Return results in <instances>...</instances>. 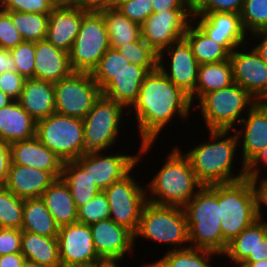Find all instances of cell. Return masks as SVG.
Segmentation results:
<instances>
[{"instance_id": "1", "label": "cell", "mask_w": 267, "mask_h": 267, "mask_svg": "<svg viewBox=\"0 0 267 267\" xmlns=\"http://www.w3.org/2000/svg\"><path fill=\"white\" fill-rule=\"evenodd\" d=\"M194 104L183 89L176 87L159 68L149 72L141 84L136 102L128 110V117L134 116L140 144L156 143L162 130L181 118L188 121ZM130 113L132 114L130 116ZM134 114V115H133Z\"/></svg>"}, {"instance_id": "2", "label": "cell", "mask_w": 267, "mask_h": 267, "mask_svg": "<svg viewBox=\"0 0 267 267\" xmlns=\"http://www.w3.org/2000/svg\"><path fill=\"white\" fill-rule=\"evenodd\" d=\"M207 133L209 140L194 144V148L184 153L191 162L197 180L202 185L210 186L247 178V167L244 164L237 171L234 170L237 166L235 160H238L235 158L239 155L236 150L240 149L235 131L207 130Z\"/></svg>"}, {"instance_id": "3", "label": "cell", "mask_w": 267, "mask_h": 267, "mask_svg": "<svg viewBox=\"0 0 267 267\" xmlns=\"http://www.w3.org/2000/svg\"><path fill=\"white\" fill-rule=\"evenodd\" d=\"M165 156L162 167L146 186L147 201L157 205L183 208L203 186L192 170L182 148L174 146Z\"/></svg>"}, {"instance_id": "4", "label": "cell", "mask_w": 267, "mask_h": 267, "mask_svg": "<svg viewBox=\"0 0 267 267\" xmlns=\"http://www.w3.org/2000/svg\"><path fill=\"white\" fill-rule=\"evenodd\" d=\"M221 229L228 244L263 215L260 182L243 180L218 184Z\"/></svg>"}, {"instance_id": "5", "label": "cell", "mask_w": 267, "mask_h": 267, "mask_svg": "<svg viewBox=\"0 0 267 267\" xmlns=\"http://www.w3.org/2000/svg\"><path fill=\"white\" fill-rule=\"evenodd\" d=\"M190 247L221 255L228 244L223 239L218 203V184L203 185L183 207Z\"/></svg>"}, {"instance_id": "6", "label": "cell", "mask_w": 267, "mask_h": 267, "mask_svg": "<svg viewBox=\"0 0 267 267\" xmlns=\"http://www.w3.org/2000/svg\"><path fill=\"white\" fill-rule=\"evenodd\" d=\"M139 238L169 245L167 251L190 247L188 228L183 208L146 202L143 206L134 246Z\"/></svg>"}, {"instance_id": "7", "label": "cell", "mask_w": 267, "mask_h": 267, "mask_svg": "<svg viewBox=\"0 0 267 267\" xmlns=\"http://www.w3.org/2000/svg\"><path fill=\"white\" fill-rule=\"evenodd\" d=\"M257 102L234 82L228 87L205 94L193 109H199V118L202 116L200 120H204L206 130H234Z\"/></svg>"}, {"instance_id": "8", "label": "cell", "mask_w": 267, "mask_h": 267, "mask_svg": "<svg viewBox=\"0 0 267 267\" xmlns=\"http://www.w3.org/2000/svg\"><path fill=\"white\" fill-rule=\"evenodd\" d=\"M127 118L128 110L124 106L100 95L83 118L85 153L111 151L118 143V136L123 128L121 125L126 124Z\"/></svg>"}, {"instance_id": "9", "label": "cell", "mask_w": 267, "mask_h": 267, "mask_svg": "<svg viewBox=\"0 0 267 267\" xmlns=\"http://www.w3.org/2000/svg\"><path fill=\"white\" fill-rule=\"evenodd\" d=\"M63 162L85 154L83 119L52 113L36 122V136Z\"/></svg>"}, {"instance_id": "10", "label": "cell", "mask_w": 267, "mask_h": 267, "mask_svg": "<svg viewBox=\"0 0 267 267\" xmlns=\"http://www.w3.org/2000/svg\"><path fill=\"white\" fill-rule=\"evenodd\" d=\"M154 143H143L134 155L127 154L126 150L116 152L114 148L109 151H91L74 160L83 170H88V175L96 186L104 191L113 183L122 180L135 166L141 163L142 155L146 156L152 151ZM115 152V153H113ZM109 153V154H108ZM113 153V154H111ZM125 153V154H124ZM139 153V154H138ZM139 163V165H138Z\"/></svg>"}, {"instance_id": "11", "label": "cell", "mask_w": 267, "mask_h": 267, "mask_svg": "<svg viewBox=\"0 0 267 267\" xmlns=\"http://www.w3.org/2000/svg\"><path fill=\"white\" fill-rule=\"evenodd\" d=\"M109 48V36L103 15L87 13L69 52L72 71L92 73Z\"/></svg>"}, {"instance_id": "12", "label": "cell", "mask_w": 267, "mask_h": 267, "mask_svg": "<svg viewBox=\"0 0 267 267\" xmlns=\"http://www.w3.org/2000/svg\"><path fill=\"white\" fill-rule=\"evenodd\" d=\"M133 171L106 188L104 193L108 198L109 218L135 234L143 206L147 202V195L146 186L140 184L141 180L136 179L138 175L134 176L136 171Z\"/></svg>"}, {"instance_id": "13", "label": "cell", "mask_w": 267, "mask_h": 267, "mask_svg": "<svg viewBox=\"0 0 267 267\" xmlns=\"http://www.w3.org/2000/svg\"><path fill=\"white\" fill-rule=\"evenodd\" d=\"M53 85L55 111L70 117L83 119L101 95L91 73L72 72Z\"/></svg>"}, {"instance_id": "14", "label": "cell", "mask_w": 267, "mask_h": 267, "mask_svg": "<svg viewBox=\"0 0 267 267\" xmlns=\"http://www.w3.org/2000/svg\"><path fill=\"white\" fill-rule=\"evenodd\" d=\"M199 66L185 38L172 43L158 54V68L190 97L195 93Z\"/></svg>"}, {"instance_id": "15", "label": "cell", "mask_w": 267, "mask_h": 267, "mask_svg": "<svg viewBox=\"0 0 267 267\" xmlns=\"http://www.w3.org/2000/svg\"><path fill=\"white\" fill-rule=\"evenodd\" d=\"M192 22V10H164L151 14L141 25V37L158 54L184 38Z\"/></svg>"}, {"instance_id": "16", "label": "cell", "mask_w": 267, "mask_h": 267, "mask_svg": "<svg viewBox=\"0 0 267 267\" xmlns=\"http://www.w3.org/2000/svg\"><path fill=\"white\" fill-rule=\"evenodd\" d=\"M250 47L246 43L230 53L233 80L258 102L267 101V64Z\"/></svg>"}, {"instance_id": "17", "label": "cell", "mask_w": 267, "mask_h": 267, "mask_svg": "<svg viewBox=\"0 0 267 267\" xmlns=\"http://www.w3.org/2000/svg\"><path fill=\"white\" fill-rule=\"evenodd\" d=\"M192 21L213 41L230 53L248 43L239 13H192ZM247 36V37H246Z\"/></svg>"}, {"instance_id": "18", "label": "cell", "mask_w": 267, "mask_h": 267, "mask_svg": "<svg viewBox=\"0 0 267 267\" xmlns=\"http://www.w3.org/2000/svg\"><path fill=\"white\" fill-rule=\"evenodd\" d=\"M246 115L234 131L242 152L239 163L247 167L267 146V101L257 102Z\"/></svg>"}, {"instance_id": "19", "label": "cell", "mask_w": 267, "mask_h": 267, "mask_svg": "<svg viewBox=\"0 0 267 267\" xmlns=\"http://www.w3.org/2000/svg\"><path fill=\"white\" fill-rule=\"evenodd\" d=\"M57 239L61 265H90L100 258L89 225L76 222L60 227Z\"/></svg>"}, {"instance_id": "20", "label": "cell", "mask_w": 267, "mask_h": 267, "mask_svg": "<svg viewBox=\"0 0 267 267\" xmlns=\"http://www.w3.org/2000/svg\"><path fill=\"white\" fill-rule=\"evenodd\" d=\"M89 226L95 251L100 258H125L128 261V255L135 252L134 234L112 219L100 220Z\"/></svg>"}, {"instance_id": "21", "label": "cell", "mask_w": 267, "mask_h": 267, "mask_svg": "<svg viewBox=\"0 0 267 267\" xmlns=\"http://www.w3.org/2000/svg\"><path fill=\"white\" fill-rule=\"evenodd\" d=\"M11 164H20L51 172L61 178L64 162L36 137L10 144Z\"/></svg>"}, {"instance_id": "22", "label": "cell", "mask_w": 267, "mask_h": 267, "mask_svg": "<svg viewBox=\"0 0 267 267\" xmlns=\"http://www.w3.org/2000/svg\"><path fill=\"white\" fill-rule=\"evenodd\" d=\"M86 14L78 7L56 5L49 13L46 40L69 53Z\"/></svg>"}, {"instance_id": "23", "label": "cell", "mask_w": 267, "mask_h": 267, "mask_svg": "<svg viewBox=\"0 0 267 267\" xmlns=\"http://www.w3.org/2000/svg\"><path fill=\"white\" fill-rule=\"evenodd\" d=\"M56 179L51 172L20 164H11L3 186L22 199L40 198Z\"/></svg>"}, {"instance_id": "24", "label": "cell", "mask_w": 267, "mask_h": 267, "mask_svg": "<svg viewBox=\"0 0 267 267\" xmlns=\"http://www.w3.org/2000/svg\"><path fill=\"white\" fill-rule=\"evenodd\" d=\"M34 79L58 82L73 71L69 53L56 48L46 39L35 43Z\"/></svg>"}, {"instance_id": "25", "label": "cell", "mask_w": 267, "mask_h": 267, "mask_svg": "<svg viewBox=\"0 0 267 267\" xmlns=\"http://www.w3.org/2000/svg\"><path fill=\"white\" fill-rule=\"evenodd\" d=\"M148 73L145 67L130 63L101 90V95L129 110L136 102L141 84Z\"/></svg>"}, {"instance_id": "26", "label": "cell", "mask_w": 267, "mask_h": 267, "mask_svg": "<svg viewBox=\"0 0 267 267\" xmlns=\"http://www.w3.org/2000/svg\"><path fill=\"white\" fill-rule=\"evenodd\" d=\"M17 101L36 121L47 118L56 112L52 82L26 78L22 93Z\"/></svg>"}, {"instance_id": "27", "label": "cell", "mask_w": 267, "mask_h": 267, "mask_svg": "<svg viewBox=\"0 0 267 267\" xmlns=\"http://www.w3.org/2000/svg\"><path fill=\"white\" fill-rule=\"evenodd\" d=\"M36 120L13 100L0 108V139L8 143L29 140L36 136Z\"/></svg>"}, {"instance_id": "28", "label": "cell", "mask_w": 267, "mask_h": 267, "mask_svg": "<svg viewBox=\"0 0 267 267\" xmlns=\"http://www.w3.org/2000/svg\"><path fill=\"white\" fill-rule=\"evenodd\" d=\"M56 224L63 227L77 222V208L68 185L56 179L40 197Z\"/></svg>"}, {"instance_id": "29", "label": "cell", "mask_w": 267, "mask_h": 267, "mask_svg": "<svg viewBox=\"0 0 267 267\" xmlns=\"http://www.w3.org/2000/svg\"><path fill=\"white\" fill-rule=\"evenodd\" d=\"M21 253L27 260L46 267H60L57 238L21 230Z\"/></svg>"}, {"instance_id": "30", "label": "cell", "mask_w": 267, "mask_h": 267, "mask_svg": "<svg viewBox=\"0 0 267 267\" xmlns=\"http://www.w3.org/2000/svg\"><path fill=\"white\" fill-rule=\"evenodd\" d=\"M234 83L230 59L201 64L198 70L195 93L191 96L195 104L207 93L230 86Z\"/></svg>"}, {"instance_id": "31", "label": "cell", "mask_w": 267, "mask_h": 267, "mask_svg": "<svg viewBox=\"0 0 267 267\" xmlns=\"http://www.w3.org/2000/svg\"><path fill=\"white\" fill-rule=\"evenodd\" d=\"M59 228L41 198L24 199L21 230L50 238H57Z\"/></svg>"}, {"instance_id": "32", "label": "cell", "mask_w": 267, "mask_h": 267, "mask_svg": "<svg viewBox=\"0 0 267 267\" xmlns=\"http://www.w3.org/2000/svg\"><path fill=\"white\" fill-rule=\"evenodd\" d=\"M263 215L252 225L245 228L236 236L222 254L224 259L235 262H243L247 257H254L255 247L262 238L267 235V218ZM226 257V258H225Z\"/></svg>"}, {"instance_id": "33", "label": "cell", "mask_w": 267, "mask_h": 267, "mask_svg": "<svg viewBox=\"0 0 267 267\" xmlns=\"http://www.w3.org/2000/svg\"><path fill=\"white\" fill-rule=\"evenodd\" d=\"M216 256L222 258L220 253L211 250L187 247L166 251L160 259L146 262L142 267H214L212 260Z\"/></svg>"}, {"instance_id": "34", "label": "cell", "mask_w": 267, "mask_h": 267, "mask_svg": "<svg viewBox=\"0 0 267 267\" xmlns=\"http://www.w3.org/2000/svg\"><path fill=\"white\" fill-rule=\"evenodd\" d=\"M184 38L190 44L193 55L200 65L230 58V52L223 45L209 38L193 21L189 24Z\"/></svg>"}, {"instance_id": "35", "label": "cell", "mask_w": 267, "mask_h": 267, "mask_svg": "<svg viewBox=\"0 0 267 267\" xmlns=\"http://www.w3.org/2000/svg\"><path fill=\"white\" fill-rule=\"evenodd\" d=\"M104 17L110 48L135 42L141 38V25L131 21L114 6L101 12Z\"/></svg>"}, {"instance_id": "36", "label": "cell", "mask_w": 267, "mask_h": 267, "mask_svg": "<svg viewBox=\"0 0 267 267\" xmlns=\"http://www.w3.org/2000/svg\"><path fill=\"white\" fill-rule=\"evenodd\" d=\"M61 178L68 185L77 209L101 191L89 177L88 170H83L75 161L64 162Z\"/></svg>"}, {"instance_id": "37", "label": "cell", "mask_w": 267, "mask_h": 267, "mask_svg": "<svg viewBox=\"0 0 267 267\" xmlns=\"http://www.w3.org/2000/svg\"><path fill=\"white\" fill-rule=\"evenodd\" d=\"M24 41L38 42L46 39L49 14L6 11Z\"/></svg>"}, {"instance_id": "38", "label": "cell", "mask_w": 267, "mask_h": 267, "mask_svg": "<svg viewBox=\"0 0 267 267\" xmlns=\"http://www.w3.org/2000/svg\"><path fill=\"white\" fill-rule=\"evenodd\" d=\"M24 199L0 186V227L21 230Z\"/></svg>"}, {"instance_id": "39", "label": "cell", "mask_w": 267, "mask_h": 267, "mask_svg": "<svg viewBox=\"0 0 267 267\" xmlns=\"http://www.w3.org/2000/svg\"><path fill=\"white\" fill-rule=\"evenodd\" d=\"M129 64L130 62L117 49L109 48L91 75L102 90L117 73L124 70Z\"/></svg>"}, {"instance_id": "40", "label": "cell", "mask_w": 267, "mask_h": 267, "mask_svg": "<svg viewBox=\"0 0 267 267\" xmlns=\"http://www.w3.org/2000/svg\"><path fill=\"white\" fill-rule=\"evenodd\" d=\"M117 50L131 64L145 67L149 72L158 68V53L142 37L119 46Z\"/></svg>"}, {"instance_id": "41", "label": "cell", "mask_w": 267, "mask_h": 267, "mask_svg": "<svg viewBox=\"0 0 267 267\" xmlns=\"http://www.w3.org/2000/svg\"><path fill=\"white\" fill-rule=\"evenodd\" d=\"M240 17L248 35L267 31V0H245Z\"/></svg>"}, {"instance_id": "42", "label": "cell", "mask_w": 267, "mask_h": 267, "mask_svg": "<svg viewBox=\"0 0 267 267\" xmlns=\"http://www.w3.org/2000/svg\"><path fill=\"white\" fill-rule=\"evenodd\" d=\"M110 217L108 198L100 191L93 199L77 209V222L91 225Z\"/></svg>"}, {"instance_id": "43", "label": "cell", "mask_w": 267, "mask_h": 267, "mask_svg": "<svg viewBox=\"0 0 267 267\" xmlns=\"http://www.w3.org/2000/svg\"><path fill=\"white\" fill-rule=\"evenodd\" d=\"M16 71L25 78H34L35 42L23 41L10 50Z\"/></svg>"}, {"instance_id": "44", "label": "cell", "mask_w": 267, "mask_h": 267, "mask_svg": "<svg viewBox=\"0 0 267 267\" xmlns=\"http://www.w3.org/2000/svg\"><path fill=\"white\" fill-rule=\"evenodd\" d=\"M114 7L139 25H142L153 14L151 0H115Z\"/></svg>"}, {"instance_id": "45", "label": "cell", "mask_w": 267, "mask_h": 267, "mask_svg": "<svg viewBox=\"0 0 267 267\" xmlns=\"http://www.w3.org/2000/svg\"><path fill=\"white\" fill-rule=\"evenodd\" d=\"M245 0H192V13H239Z\"/></svg>"}, {"instance_id": "46", "label": "cell", "mask_w": 267, "mask_h": 267, "mask_svg": "<svg viewBox=\"0 0 267 267\" xmlns=\"http://www.w3.org/2000/svg\"><path fill=\"white\" fill-rule=\"evenodd\" d=\"M6 11L49 14L56 6L51 0H0Z\"/></svg>"}, {"instance_id": "47", "label": "cell", "mask_w": 267, "mask_h": 267, "mask_svg": "<svg viewBox=\"0 0 267 267\" xmlns=\"http://www.w3.org/2000/svg\"><path fill=\"white\" fill-rule=\"evenodd\" d=\"M23 41L21 34L12 22L11 16L5 11L0 17V48L11 50Z\"/></svg>"}, {"instance_id": "48", "label": "cell", "mask_w": 267, "mask_h": 267, "mask_svg": "<svg viewBox=\"0 0 267 267\" xmlns=\"http://www.w3.org/2000/svg\"><path fill=\"white\" fill-rule=\"evenodd\" d=\"M26 78L17 71H5L0 75V90L17 101L22 93Z\"/></svg>"}, {"instance_id": "49", "label": "cell", "mask_w": 267, "mask_h": 267, "mask_svg": "<svg viewBox=\"0 0 267 267\" xmlns=\"http://www.w3.org/2000/svg\"><path fill=\"white\" fill-rule=\"evenodd\" d=\"M21 252V230L0 227V256Z\"/></svg>"}, {"instance_id": "50", "label": "cell", "mask_w": 267, "mask_h": 267, "mask_svg": "<svg viewBox=\"0 0 267 267\" xmlns=\"http://www.w3.org/2000/svg\"><path fill=\"white\" fill-rule=\"evenodd\" d=\"M267 167V146L260 152V154L247 166V178L252 179L256 182H263L267 179L265 176V170L261 169L263 167ZM263 172V176L261 172ZM261 175V176H260Z\"/></svg>"}, {"instance_id": "51", "label": "cell", "mask_w": 267, "mask_h": 267, "mask_svg": "<svg viewBox=\"0 0 267 267\" xmlns=\"http://www.w3.org/2000/svg\"><path fill=\"white\" fill-rule=\"evenodd\" d=\"M153 13L166 10H192V0H151Z\"/></svg>"}, {"instance_id": "52", "label": "cell", "mask_w": 267, "mask_h": 267, "mask_svg": "<svg viewBox=\"0 0 267 267\" xmlns=\"http://www.w3.org/2000/svg\"><path fill=\"white\" fill-rule=\"evenodd\" d=\"M10 165V143L0 139V186H3L6 182Z\"/></svg>"}, {"instance_id": "53", "label": "cell", "mask_w": 267, "mask_h": 267, "mask_svg": "<svg viewBox=\"0 0 267 267\" xmlns=\"http://www.w3.org/2000/svg\"><path fill=\"white\" fill-rule=\"evenodd\" d=\"M248 44L255 49L258 55L267 64V31H258L250 34L248 36Z\"/></svg>"}, {"instance_id": "54", "label": "cell", "mask_w": 267, "mask_h": 267, "mask_svg": "<svg viewBox=\"0 0 267 267\" xmlns=\"http://www.w3.org/2000/svg\"><path fill=\"white\" fill-rule=\"evenodd\" d=\"M114 4L115 0H83L77 7L86 13H101Z\"/></svg>"}, {"instance_id": "55", "label": "cell", "mask_w": 267, "mask_h": 267, "mask_svg": "<svg viewBox=\"0 0 267 267\" xmlns=\"http://www.w3.org/2000/svg\"><path fill=\"white\" fill-rule=\"evenodd\" d=\"M25 256L21 253H12L0 256V267H22Z\"/></svg>"}, {"instance_id": "56", "label": "cell", "mask_w": 267, "mask_h": 267, "mask_svg": "<svg viewBox=\"0 0 267 267\" xmlns=\"http://www.w3.org/2000/svg\"><path fill=\"white\" fill-rule=\"evenodd\" d=\"M5 71H16V65L10 50L0 48V75Z\"/></svg>"}, {"instance_id": "57", "label": "cell", "mask_w": 267, "mask_h": 267, "mask_svg": "<svg viewBox=\"0 0 267 267\" xmlns=\"http://www.w3.org/2000/svg\"><path fill=\"white\" fill-rule=\"evenodd\" d=\"M264 259L267 260V235L258 241L255 247L254 257H247L243 262H256Z\"/></svg>"}, {"instance_id": "58", "label": "cell", "mask_w": 267, "mask_h": 267, "mask_svg": "<svg viewBox=\"0 0 267 267\" xmlns=\"http://www.w3.org/2000/svg\"><path fill=\"white\" fill-rule=\"evenodd\" d=\"M124 259L121 258H109V257H101L93 261L90 265L91 267H121Z\"/></svg>"}, {"instance_id": "59", "label": "cell", "mask_w": 267, "mask_h": 267, "mask_svg": "<svg viewBox=\"0 0 267 267\" xmlns=\"http://www.w3.org/2000/svg\"><path fill=\"white\" fill-rule=\"evenodd\" d=\"M261 187H262V207L263 212L265 211V209H267V179L264 180L263 182H261Z\"/></svg>"}, {"instance_id": "60", "label": "cell", "mask_w": 267, "mask_h": 267, "mask_svg": "<svg viewBox=\"0 0 267 267\" xmlns=\"http://www.w3.org/2000/svg\"><path fill=\"white\" fill-rule=\"evenodd\" d=\"M12 101V98H10L8 95H6L0 90V108L10 104Z\"/></svg>"}, {"instance_id": "61", "label": "cell", "mask_w": 267, "mask_h": 267, "mask_svg": "<svg viewBox=\"0 0 267 267\" xmlns=\"http://www.w3.org/2000/svg\"><path fill=\"white\" fill-rule=\"evenodd\" d=\"M83 0H60L61 6L77 7Z\"/></svg>"}, {"instance_id": "62", "label": "cell", "mask_w": 267, "mask_h": 267, "mask_svg": "<svg viewBox=\"0 0 267 267\" xmlns=\"http://www.w3.org/2000/svg\"><path fill=\"white\" fill-rule=\"evenodd\" d=\"M248 264L249 267H267V260H258L256 262H244Z\"/></svg>"}, {"instance_id": "63", "label": "cell", "mask_w": 267, "mask_h": 267, "mask_svg": "<svg viewBox=\"0 0 267 267\" xmlns=\"http://www.w3.org/2000/svg\"><path fill=\"white\" fill-rule=\"evenodd\" d=\"M22 267H46V266H43V265H40L36 262H33V261H30V260H25Z\"/></svg>"}, {"instance_id": "64", "label": "cell", "mask_w": 267, "mask_h": 267, "mask_svg": "<svg viewBox=\"0 0 267 267\" xmlns=\"http://www.w3.org/2000/svg\"><path fill=\"white\" fill-rule=\"evenodd\" d=\"M233 266L231 267H249L248 264H245L244 262H235V261H230ZM235 264V266H234Z\"/></svg>"}, {"instance_id": "65", "label": "cell", "mask_w": 267, "mask_h": 267, "mask_svg": "<svg viewBox=\"0 0 267 267\" xmlns=\"http://www.w3.org/2000/svg\"><path fill=\"white\" fill-rule=\"evenodd\" d=\"M60 267H91V265H61Z\"/></svg>"}, {"instance_id": "66", "label": "cell", "mask_w": 267, "mask_h": 267, "mask_svg": "<svg viewBox=\"0 0 267 267\" xmlns=\"http://www.w3.org/2000/svg\"><path fill=\"white\" fill-rule=\"evenodd\" d=\"M5 7L2 5L1 1H0V17L3 15V13L5 12Z\"/></svg>"}, {"instance_id": "67", "label": "cell", "mask_w": 267, "mask_h": 267, "mask_svg": "<svg viewBox=\"0 0 267 267\" xmlns=\"http://www.w3.org/2000/svg\"><path fill=\"white\" fill-rule=\"evenodd\" d=\"M55 5H60V0H51Z\"/></svg>"}]
</instances>
